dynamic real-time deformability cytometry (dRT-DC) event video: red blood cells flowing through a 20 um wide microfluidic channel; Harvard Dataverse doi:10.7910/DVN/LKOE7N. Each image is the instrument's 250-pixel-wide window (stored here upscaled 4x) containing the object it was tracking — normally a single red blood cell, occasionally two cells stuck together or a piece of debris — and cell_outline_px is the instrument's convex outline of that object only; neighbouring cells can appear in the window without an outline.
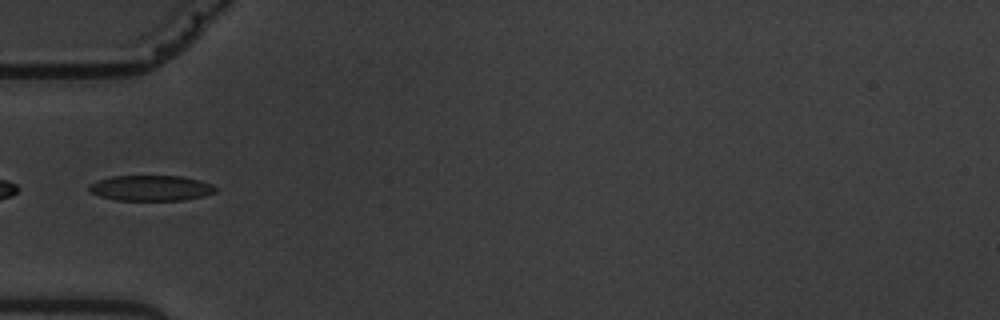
{"species": "common noctule bat (a hibernating species)", "species_latin": "Nyctalus noctula", "temperature_condition": "warm", "stored_images_in_passage": 14, "camera_frame_rate_fps": 3000, "um_per_image_px": 0.085, "animal": {"sex": "male", "body_mass_g": 19.5, "forearm_length_mm": 54.6}, "frame": {"image": 1, "passage_image": 5, "time_ms": 6.333, "image_size_px": [1000, 320], "cell_outline_px": [[216, 192], [204, 196], [184, 200], [116, 200], [100, 196], [92, 192], [88, 188], [88, 184], [112, 176], [180, 176], [200, 180], [212, 184], [216, 188]], "centroid_in_image_um": [12.85, 15.98], "position_along_channel_um": 72.1, "area_um2": 18.73}}
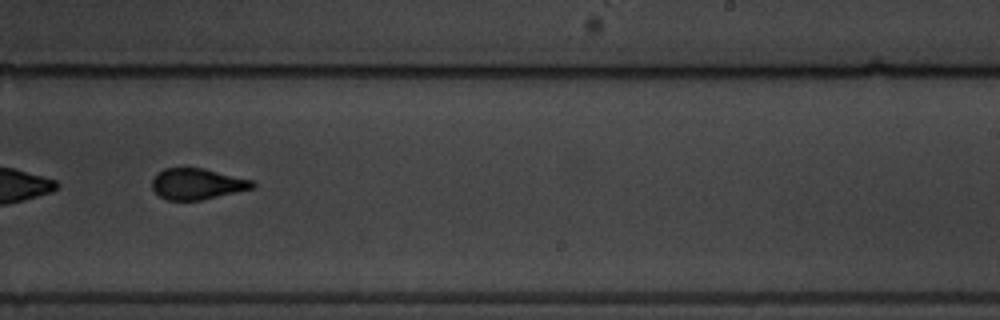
{"frame": {"image": 2, "passage_image": 10, "time_ms": 12.0, "image_size_px": [1000, 320], "cell_outline_px": [[256, 188], [200, 200], [168, 200], [160, 196], [152, 188], [152, 176], [156, 172], [164, 168], [204, 168], [252, 180], [256, 184]], "centroid_in_image_um": [16.75, 15.62], "position_along_channel_um": 272.2, "area_um2": 18.26}}
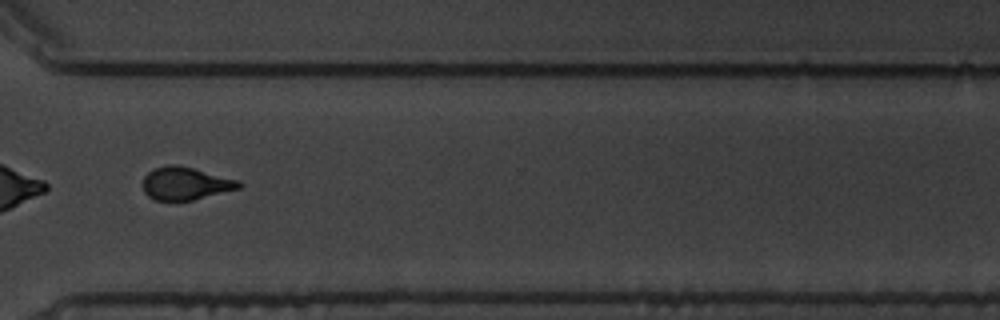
{"frame": {"image": 3, "passage_image": 12, "time_ms": 14.333, "image_size_px": [1000, 320], "cell_outline_px": [[244, 184], [240, 188], [192, 200], [156, 200], [148, 196], [144, 192], [144, 176], [148, 172], [156, 168], [168, 164], [176, 164], [240, 180]], "centroid_in_image_um": [15.79, 15.59], "position_along_channel_um": 354.8, "area_um2": 18.21}, "authors_computed_cell_mechanics": {"area_um2": 19.1896, "velocity_mm_per_s": 3.5343, "shape_relaxation_time_tau1_ms": 3.1332, "shape_relaxation_time_tau2_ms": 0.9126, "deformation_change_tau1": 0.1137, "deformation_change_tau2": 0.0438}}